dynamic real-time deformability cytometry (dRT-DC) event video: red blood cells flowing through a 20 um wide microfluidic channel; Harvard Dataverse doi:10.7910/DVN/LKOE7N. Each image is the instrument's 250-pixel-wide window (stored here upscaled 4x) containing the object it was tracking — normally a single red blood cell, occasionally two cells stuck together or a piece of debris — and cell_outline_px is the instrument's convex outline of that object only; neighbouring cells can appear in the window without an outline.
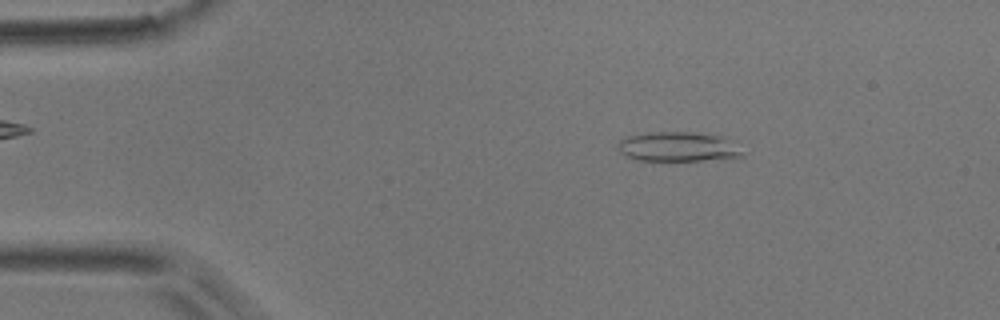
{"species": "common noctule bat (a hibernating species)", "species_latin": "Nyctalus noctula", "temperature_condition": "room temperature", "stored_images_in_passage": 43, "camera_frame_rate_fps": 3000, "um_per_image_px": 0.085, "animal": {"sex": "male", "body_mass_g": 17.9}, "frame": {"image": 1, "passage_image": 1, "time_ms": 0.0, "image_size_px": [1000, 320], "cell_outline_px": [[744, 156], [700, 160], [636, 160], [624, 156], [620, 152], [620, 140], [628, 136], [648, 132], [692, 132], [720, 136], [740, 152]], "centroid_in_image_um": [57.5, 12.47], "position_along_channel_um": 27.5, "area_um2": 20.69}}
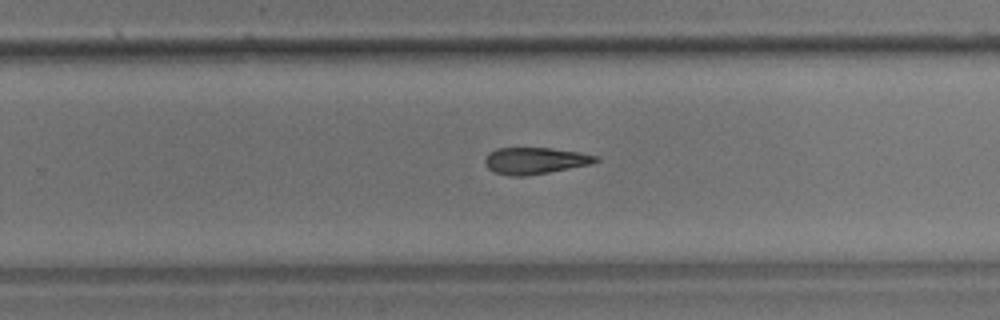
{"frame": {"image": 2, "passage_image": 25, "time_ms": 8.0, "image_size_px": [1000, 320], "cell_outline_px": [[600, 160], [592, 164], [548, 172], [524, 176], [508, 176], [496, 172], [488, 168], [484, 164], [484, 160], [488, 152], [496, 148], [552, 148], [580, 152], [600, 156]], "centroid_in_image_um": [45.49, 13.65], "position_along_channel_um": 284.3, "area_um2": 17.34}}
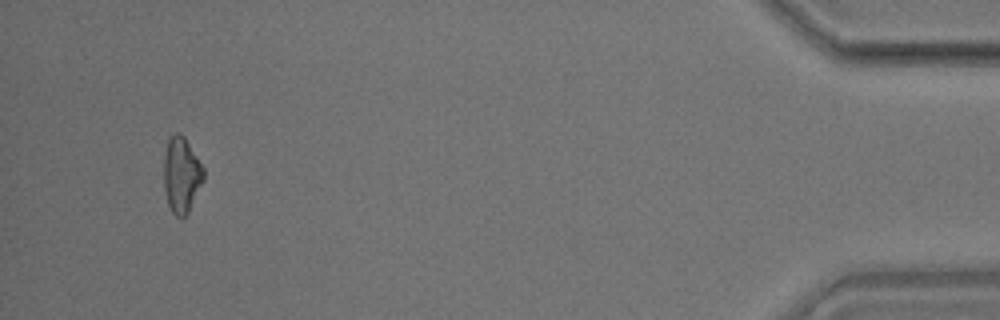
{"frame": {"image": 3, "passage_image": 41, "time_ms": 13.333, "image_size_px": [1000, 320], "cell_outline_px": [[204, 180], [188, 212], [184, 216], [176, 216], [172, 212], [168, 204], [164, 188], [164, 156], [168, 140], [176, 132], [184, 136], [204, 168]], "centroid_in_image_um": [15.43, 14.86], "position_along_channel_um": 419.8, "area_um2": 17.34}}